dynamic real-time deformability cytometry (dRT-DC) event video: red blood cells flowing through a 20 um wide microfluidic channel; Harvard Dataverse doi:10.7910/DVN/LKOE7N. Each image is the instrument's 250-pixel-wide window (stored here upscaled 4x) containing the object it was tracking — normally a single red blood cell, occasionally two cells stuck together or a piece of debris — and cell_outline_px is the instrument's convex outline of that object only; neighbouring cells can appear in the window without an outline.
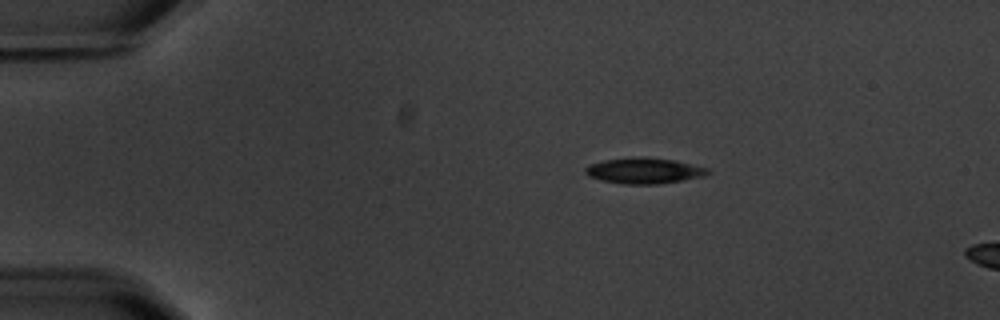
{"species": "common noctule bat (a hibernating species)", "species_latin": "Nyctalus noctula", "temperature_condition": "warm", "stored_images_in_passage": 2, "camera_frame_rate_fps": 3000, "um_per_image_px": 0.085, "animal": {"sex": "male", "body_mass_g": 20.1, "forearm_length_mm": 53.5}, "frame": {"image": 1, "passage_image": 1, "time_ms": 0.0, "image_size_px": [1000, 320], "cell_outline_px": [[712, 172], [704, 176], [656, 184], [624, 184], [604, 180], [588, 176], [584, 172], [584, 168], [588, 164], [604, 160], [676, 160], [708, 168]], "centroid_in_image_um": [54.76, 14.55], "position_along_channel_um": 30.2, "area_um2": 17.34}}